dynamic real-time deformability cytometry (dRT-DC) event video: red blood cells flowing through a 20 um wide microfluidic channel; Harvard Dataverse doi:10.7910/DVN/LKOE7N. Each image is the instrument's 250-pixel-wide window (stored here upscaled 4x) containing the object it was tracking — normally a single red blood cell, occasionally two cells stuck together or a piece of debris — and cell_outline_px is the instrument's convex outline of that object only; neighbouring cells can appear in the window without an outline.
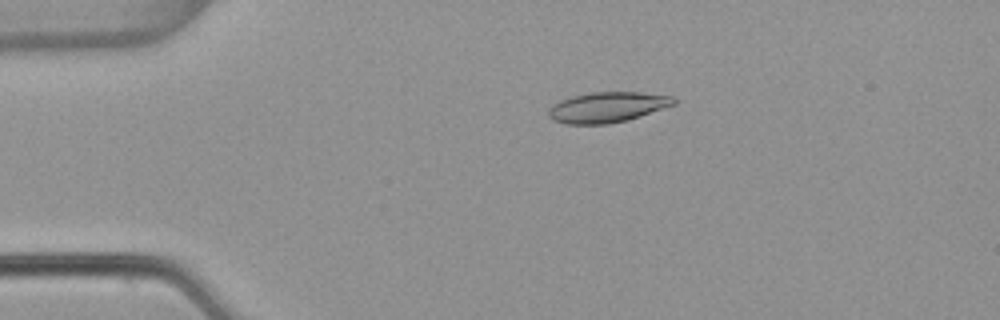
{"species": "common noctule bat (a hibernating species)", "species_latin": "Nyctalus noctula", "temperature_condition": "warm", "stored_images_in_passage": 5, "camera_frame_rate_fps": 3000, "um_per_image_px": 0.085, "animal": {"sex": "female", "body_mass_g": 22.7, "forearm_length_mm": 54.2}, "frame": {"image": 1, "passage_image": 3, "time_ms": 0.667, "image_size_px": [1000, 320], "cell_outline_px": [[676, 104], [628, 120], [608, 124], [564, 124], [552, 120], [548, 116], [548, 108], [552, 104], [560, 100], [572, 96], [592, 92], [640, 92], [672, 96], [676, 100]], "centroid_in_image_um": [51.59, 9.12], "position_along_channel_um": 33.4, "area_um2": 22.37}}
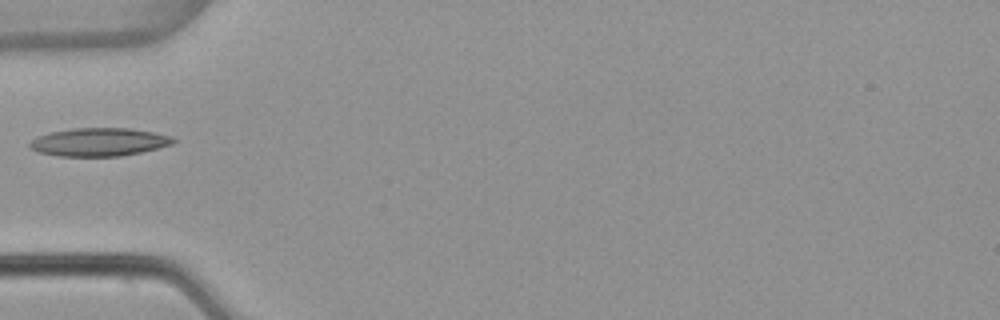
{"frame": {"image": 2, "passage_image": 4, "time_ms": 1.0, "image_size_px": [1000, 320], "cell_outline_px": [[176, 140], [172, 144], [140, 152], [120, 156], [60, 156], [40, 152], [32, 148], [28, 144], [36, 136], [52, 132], [76, 128], [128, 128], [152, 132], [172, 136]], "centroid_in_image_um": [8.42, 12.07], "position_along_channel_um": 76.6, "area_um2": 23.24}}
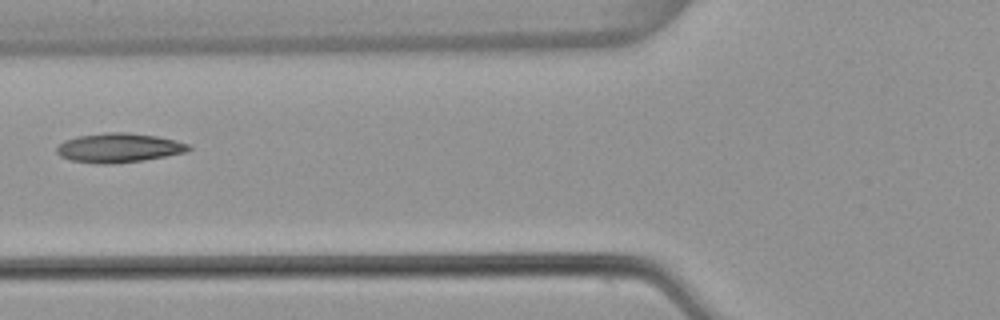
{"frame": {"image": 3, "passage_image": 5, "time_ms": 1.333, "image_size_px": [1000, 320], "cell_outline_px": [[192, 148], [184, 152], [144, 160], [112, 164], [100, 164], [72, 160], [60, 156], [56, 152], [56, 148], [64, 140], [80, 136], [108, 132], [128, 132], [156, 136], [176, 140], [188, 144]], "centroid_in_image_um": [10.09, 12.56], "position_along_channel_um": 115.7, "area_um2": 22.31}}